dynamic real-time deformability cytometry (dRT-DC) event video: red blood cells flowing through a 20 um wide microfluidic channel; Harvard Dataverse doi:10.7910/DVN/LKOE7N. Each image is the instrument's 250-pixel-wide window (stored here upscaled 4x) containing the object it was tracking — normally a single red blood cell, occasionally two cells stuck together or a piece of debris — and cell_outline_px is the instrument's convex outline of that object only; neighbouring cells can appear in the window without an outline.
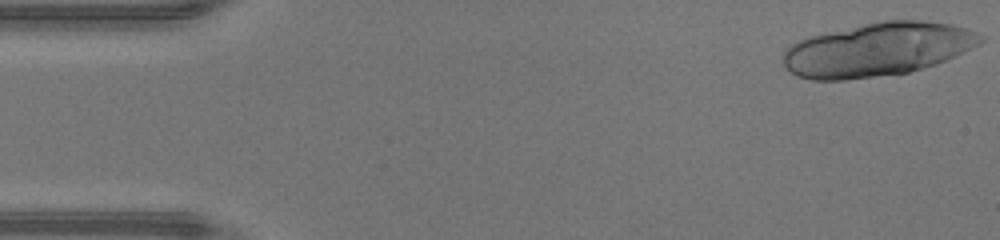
{"species": "human", "species_latin": "Homo sapiens", "temperature_condition": "warm", "stored_images_in_passage": 40, "camera_frame_rate_fps": 3000, "um_per_image_px": 0.085, "donor": {"sex": "male"}, "frame": {"image": 1, "passage_image": 1, "time_ms": 0.0, "image_size_px": [1000, 240], "cell_outline_px": [[984, 40], [980, 44], [936, 64], [908, 72], [844, 80], [812, 80], [796, 76], [784, 64], [784, 52], [796, 40], [808, 36], [880, 20], [924, 20], [952, 24], [968, 28], [984, 36]], "centroid_in_image_um": [74.6, 4.19], "position_along_channel_um": 10.4, "area_um2": 61.5}}
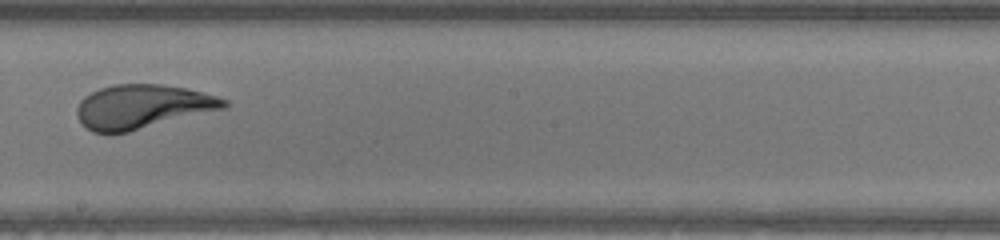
{"frame": {"image": 2, "passage_image": 26, "time_ms": 8.333, "image_size_px": [1000, 240], "cell_outline_px": [[228, 108], [128, 132], [92, 132], [80, 120], [76, 112], [76, 108], [80, 100], [84, 96], [100, 88], [112, 84], [160, 84], [184, 88], [204, 92], [228, 100]], "centroid_in_image_um": [12.14, 9.05], "position_along_channel_um": 236.1, "area_um2": 37.69}}
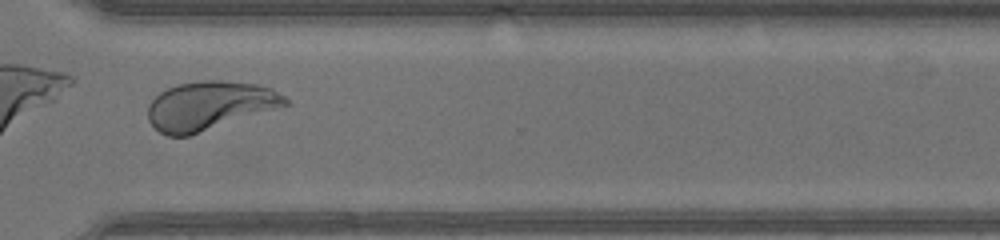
{"frame": {"image": 3, "passage_image": 34, "time_ms": 11.0, "image_size_px": [1000, 240], "cell_outline_px": [[288, 104], [188, 136], [168, 136], [160, 132], [148, 120], [148, 104], [160, 92], [168, 88], [180, 84], [204, 80], [224, 80], [256, 84], [272, 88], [284, 96], [288, 100]], "centroid_in_image_um": [17.78, 8.97], "position_along_channel_um": 352.8, "area_um2": 38.38}, "authors_computed_cell_mechanics": {"area_um2": 38.7838, "velocity_mm_per_s": 4.387, "shape_relaxation_time_tau1_ms": 3.1519, "shape_relaxation_time_tau2_ms": null, "deformation_change_tau1": 0.1904, "deformation_change_tau2": null}}